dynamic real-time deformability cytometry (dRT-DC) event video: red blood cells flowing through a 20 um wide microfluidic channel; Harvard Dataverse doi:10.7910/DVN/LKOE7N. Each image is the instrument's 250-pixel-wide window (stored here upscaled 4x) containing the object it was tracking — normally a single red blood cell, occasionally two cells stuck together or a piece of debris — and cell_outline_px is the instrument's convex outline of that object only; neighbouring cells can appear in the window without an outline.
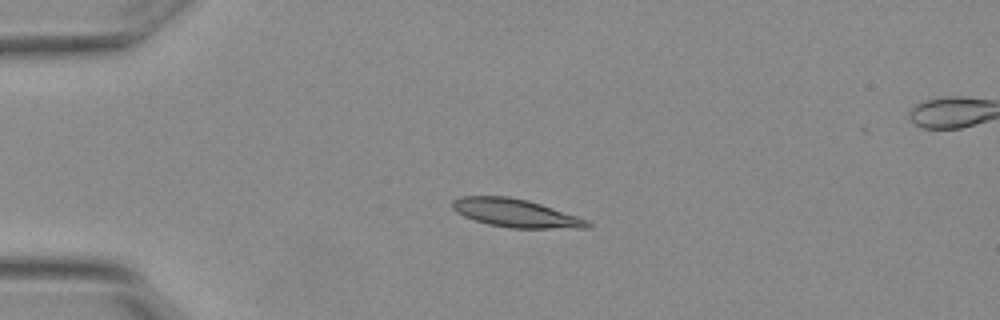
{"species": "Egyptian fruit bat (a non-hibernating species)", "species_latin": "Rousettus aegyptiacus", "temperature_condition": "warm", "stored_images_in_passage": 6, "camera_frame_rate_fps": 3000, "um_per_image_px": 0.085, "animal": {"sex": "female"}, "frame": {"image": 1, "passage_image": 2, "time_ms": 0.333, "image_size_px": [1000, 320], "cell_outline_px": [[592, 228], [508, 228], [488, 224], [464, 216], [456, 212], [452, 208], [452, 200], [460, 196], [508, 196], [528, 200], [588, 220], [592, 224]], "centroid_in_image_um": [43.81, 18.11], "position_along_channel_um": 41.2, "area_um2": 22.14}}
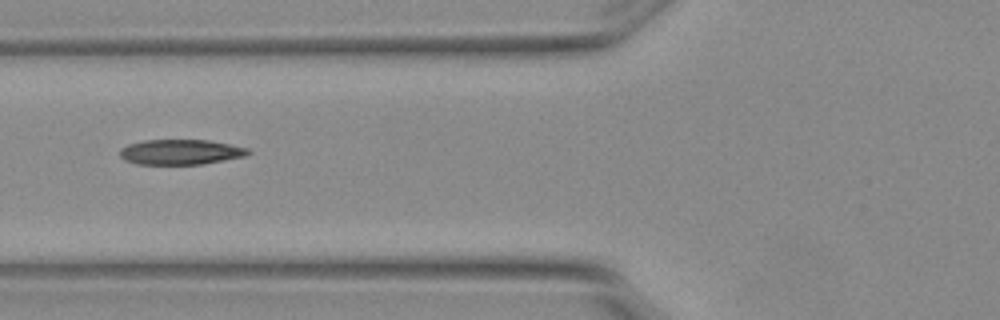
{"frame": {"image": 2, "passage_image": 5, "time_ms": 1.333, "image_size_px": [1000, 320], "cell_outline_px": [[252, 152], [244, 156], [200, 164], [136, 164], [124, 160], [120, 156], [120, 148], [128, 144], [144, 140], [208, 140], [248, 148]], "centroid_in_image_um": [15.31, 12.92], "position_along_channel_um": 110.5, "area_um2": 18.67}}
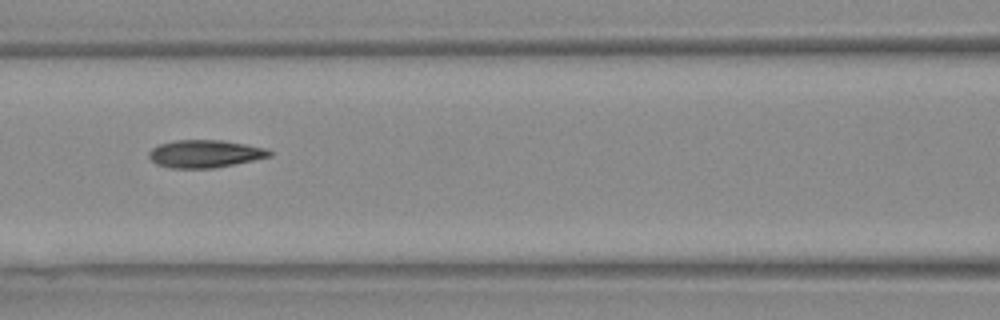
{"frame": {"image": 3, "passage_image": 6, "time_ms": 1.667, "image_size_px": [1000, 320], "cell_outline_px": [[272, 156], [212, 168], [172, 168], [156, 164], [148, 156], [148, 152], [152, 148], [160, 144], [176, 140], [224, 140], [268, 148], [272, 152]], "centroid_in_image_um": [17.43, 13.06], "position_along_channel_um": 149.2, "area_um2": 19.36}}